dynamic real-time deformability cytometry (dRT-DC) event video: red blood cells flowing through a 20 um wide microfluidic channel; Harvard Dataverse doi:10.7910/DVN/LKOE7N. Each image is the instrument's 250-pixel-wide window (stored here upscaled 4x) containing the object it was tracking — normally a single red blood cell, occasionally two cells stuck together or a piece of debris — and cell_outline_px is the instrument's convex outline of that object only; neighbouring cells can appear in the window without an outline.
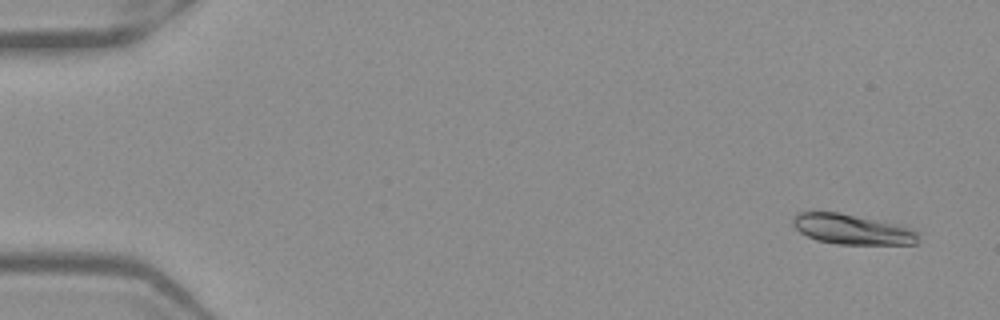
{"species": "Egyptian fruit bat (a non-hibernating species)", "species_latin": "Rousettus aegyptiacus", "temperature_condition": "warm", "stored_images_in_passage": 52, "camera_frame_rate_fps": 3000, "um_per_image_px": 0.085, "frame": {"image": 1, "passage_image": 3, "time_ms": 0.667, "image_size_px": [1000, 320], "cell_outline_px": [[916, 244], [836, 244], [816, 240], [800, 232], [792, 224], [792, 216], [796, 212], [836, 212], [904, 224], [912, 228], [916, 232]], "centroid_in_image_um": [72.42, 19.48], "position_along_channel_um": 12.6, "area_um2": 22.2}}
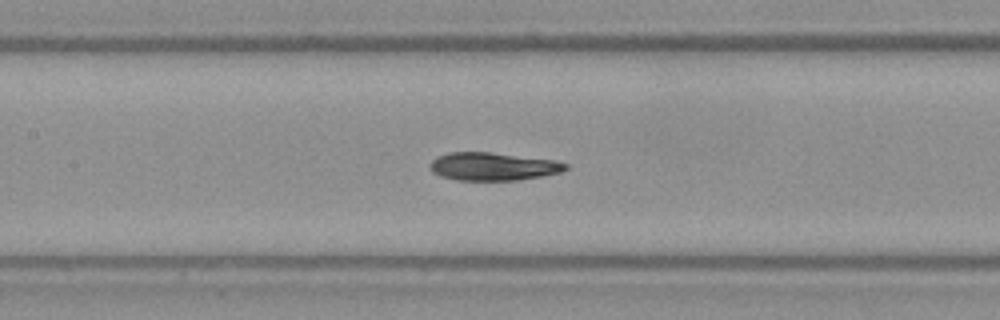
{"frame": {"image": 2, "passage_image": 25, "time_ms": 8.0, "image_size_px": [1000, 320], "cell_outline_px": [[568, 168], [560, 172], [544, 176], [516, 180], [456, 180], [440, 176], [432, 172], [428, 164], [436, 156], [448, 152], [488, 152], [556, 160], [568, 164]], "centroid_in_image_um": [41.88, 14.15], "position_along_channel_um": 165.5, "area_um2": 22.25}}
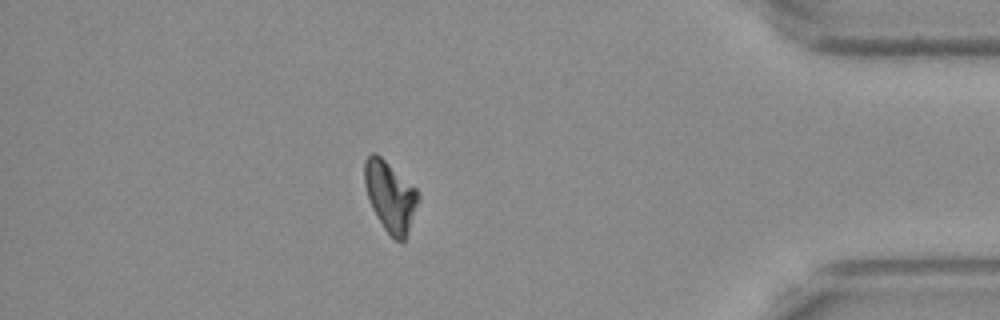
{"frame": {"image": 3, "passage_image": 46, "time_ms": 15.0, "image_size_px": [1000, 320], "cell_outline_px": [[420, 200], [404, 240], [396, 240], [384, 228], [376, 216], [368, 200], [364, 184], [364, 160], [372, 152], [376, 152], [416, 188], [420, 196]], "centroid_in_image_um": [33.15, 16.65], "position_along_channel_um": 402.0, "area_um2": 21.91}}